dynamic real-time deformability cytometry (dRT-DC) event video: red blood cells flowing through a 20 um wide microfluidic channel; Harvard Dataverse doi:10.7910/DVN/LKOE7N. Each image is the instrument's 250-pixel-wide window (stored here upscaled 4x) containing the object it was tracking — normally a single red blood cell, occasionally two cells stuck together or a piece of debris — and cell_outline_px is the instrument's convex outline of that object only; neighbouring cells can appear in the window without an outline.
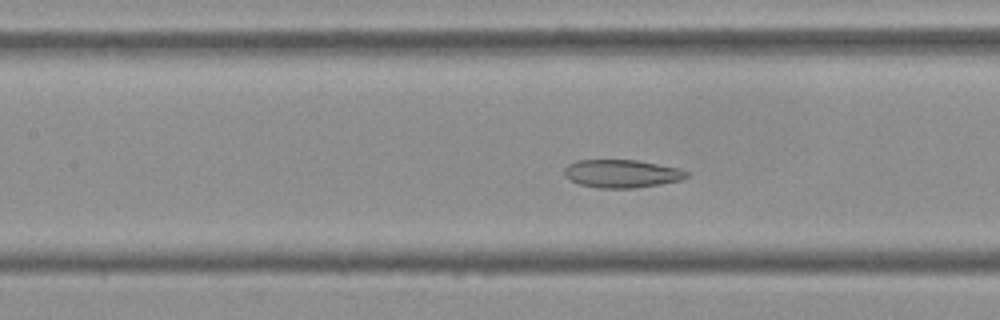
{"species": "Egyptian fruit bat (a non-hibernating species)", "species_latin": "Rousettus aegyptiacus", "temperature_condition": "cold", "stored_images_in_passage": 53, "camera_frame_rate_fps": 3000, "um_per_image_px": 0.085, "frame": {"image": 1, "passage_image": 23, "time_ms": 7.333, "image_size_px": [1000, 320], "cell_outline_px": [[692, 172], [688, 176], [680, 180], [660, 184], [632, 188], [596, 188], [580, 184], [564, 176], [564, 168], [568, 164], [576, 160], [636, 160], [680, 168]], "centroid_in_image_um": [52.86, 14.75], "position_along_channel_um": 154.5, "area_um2": 20.06}}
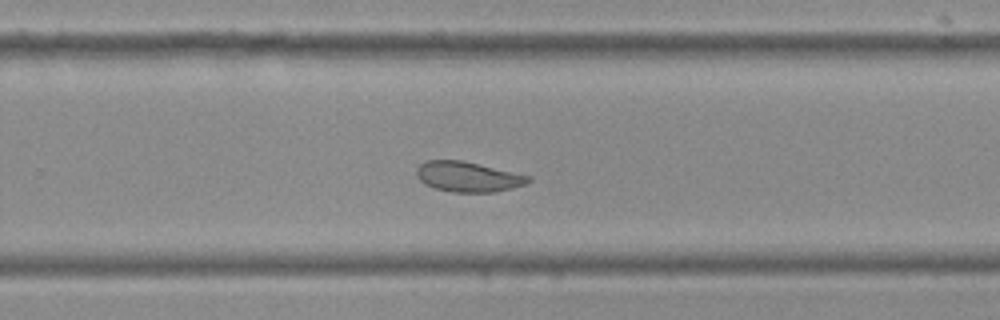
{"frame": {"image": 2, "passage_image": 34, "time_ms": 11.0, "image_size_px": [1000, 320], "cell_outline_px": [[532, 180], [524, 184], [496, 192], [452, 192], [436, 188], [424, 184], [416, 176], [416, 168], [420, 164], [428, 160], [464, 160], [532, 176]], "centroid_in_image_um": [39.78, 15.01], "position_along_channel_um": 290.0, "area_um2": 19.77}}
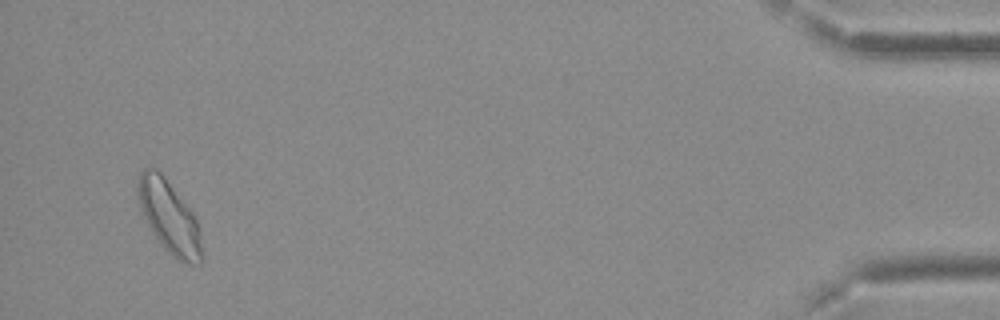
{"frame": {"image": 3, "passage_image": 51, "time_ms": 16.667, "image_size_px": [1000, 320], "cell_outline_px": [[204, 256], [200, 264], [188, 264], [176, 260], [160, 244], [152, 232], [140, 212], [140, 172], [144, 168], [156, 168], [164, 176], [192, 212], [200, 228]], "centroid_in_image_um": [14.44, 18.53], "position_along_channel_um": 420.8, "area_um2": 26.88}, "authors_computed_cell_mechanics": {"area_um2": 22.3686, "velocity_mm_per_s": 3.7071, "shape_relaxation_time_tau1_ms": null, "shape_relaxation_time_tau2_ms": 1.6192, "deformation_change_tau1": null, "deformation_change_tau2": 0.061}}